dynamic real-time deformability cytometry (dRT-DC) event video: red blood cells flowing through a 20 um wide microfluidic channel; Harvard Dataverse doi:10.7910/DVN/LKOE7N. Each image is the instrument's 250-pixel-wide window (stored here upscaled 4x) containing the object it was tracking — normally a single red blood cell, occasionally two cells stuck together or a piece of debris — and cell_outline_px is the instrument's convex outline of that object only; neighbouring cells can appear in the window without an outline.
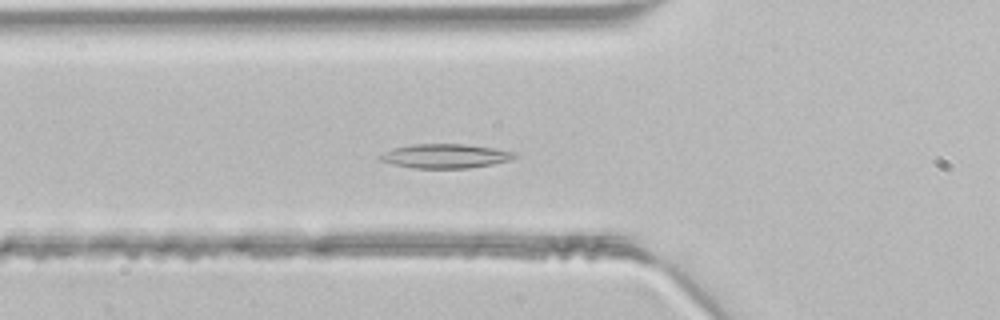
{"species": "common noctule bat (a hibernating species)", "species_latin": "Nyctalus noctula", "temperature_condition": "room temperature", "stored_images_in_passage": 37, "segment_of_instrument_passage": [1, 2], "camera_frame_rate_fps": 3000, "um_per_image_px": 0.085, "animal": {"sex": "male", "body_mass_g": 21.5, "forearm_length_mm": 52.0}, "frame": {"image": 1, "passage_image": 8, "time_ms": 2.333, "image_size_px": [1000, 320], "cell_outline_px": [[520, 156], [512, 160], [492, 164], [468, 168], [412, 168], [392, 164], [380, 160], [376, 156], [392, 148], [412, 144], [464, 144], [496, 148], [516, 152]], "centroid_in_image_um": [37.87, 13.26], "position_along_channel_um": 87.9, "area_um2": 19.25}}
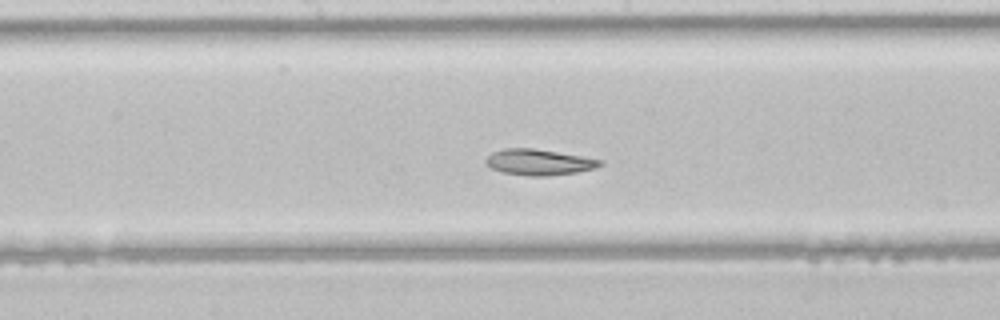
{"frame": {"image": 2, "passage_image": 16, "time_ms": 5.0, "image_size_px": [1000, 320], "cell_outline_px": [[604, 164], [596, 168], [576, 172], [548, 176], [528, 176], [504, 172], [492, 168], [484, 160], [492, 152], [504, 148], [532, 148], [604, 160]], "centroid_in_image_um": [45.83, 13.78], "position_along_channel_um": 202.4, "area_um2": 17.11}}
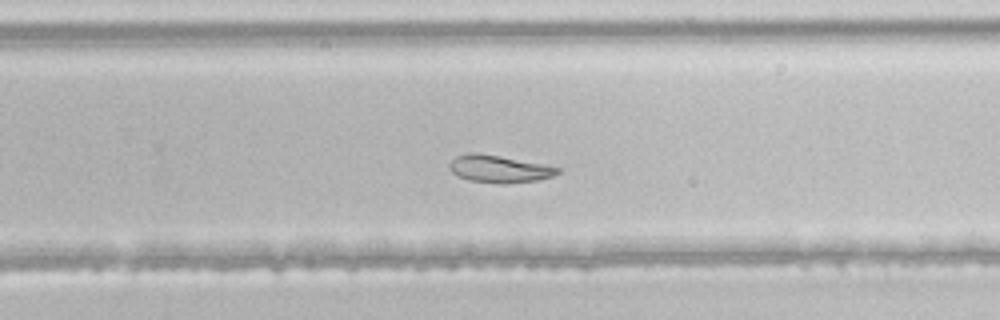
{"frame": {"image": 3, "passage_image": 22, "time_ms": 7.0, "image_size_px": [1000, 320], "cell_outline_px": [[560, 172], [552, 176], [536, 180], [504, 184], [500, 184], [468, 180], [452, 172], [448, 168], [448, 164], [456, 156], [468, 152], [472, 152], [500, 156], [560, 168]], "centroid_in_image_um": [42.37, 14.36], "position_along_channel_um": 287.4, "area_um2": 16.99}}